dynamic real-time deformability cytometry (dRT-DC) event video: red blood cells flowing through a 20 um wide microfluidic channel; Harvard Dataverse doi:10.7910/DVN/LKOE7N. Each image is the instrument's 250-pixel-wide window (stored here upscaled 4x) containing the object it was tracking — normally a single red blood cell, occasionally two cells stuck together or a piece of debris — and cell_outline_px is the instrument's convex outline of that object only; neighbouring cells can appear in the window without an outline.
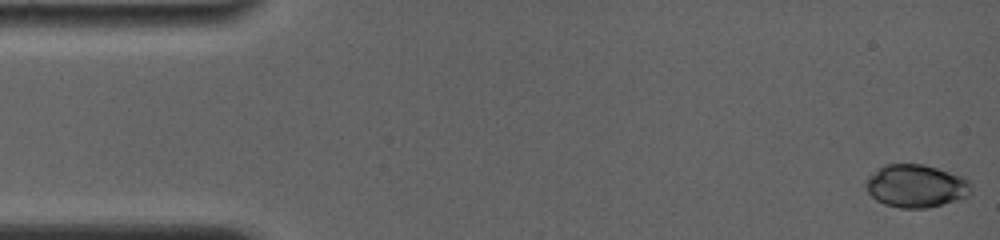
{"species": "common noctule bat (a hibernating species)", "species_latin": "Nyctalus noctula", "temperature_condition": "room temperature", "stored_images_in_passage": 57, "camera_frame_rate_fps": 4000, "um_per_image_px": 0.085, "animal": {"sex": "female", "body_mass_g": 19.0, "forearm_length_mm": 56.7}, "frame": {"image": 1, "passage_image": 1, "time_ms": 0.0, "image_size_px": [1000, 240], "cell_outline_px": [[972, 192], [968, 196], [960, 200], [928, 208], [900, 208], [884, 204], [876, 200], [868, 192], [864, 184], [868, 176], [884, 164], [924, 164], [964, 176], [972, 184]], "centroid_in_image_um": [77.89, 15.81], "position_along_channel_um": 7.1, "area_um2": 26.76}}
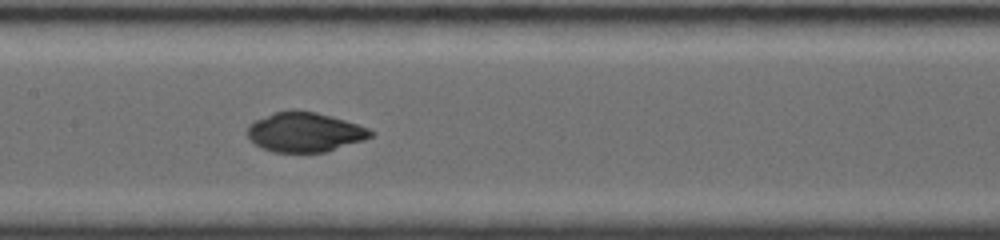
{"frame": {"image": 2, "passage_image": 31, "time_ms": 7.75, "image_size_px": [1000, 240], "cell_outline_px": [[376, 132], [372, 136], [364, 140], [328, 152], [276, 152], [264, 148], [256, 144], [248, 136], [248, 124], [256, 120], [276, 112], [292, 108], [316, 112], [332, 116], [368, 128]], "centroid_in_image_um": [25.94, 11.22], "position_along_channel_um": 181.5, "area_um2": 28.44}}
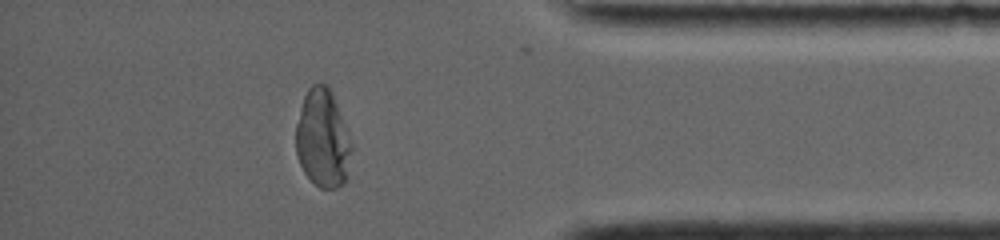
{"frame": {"image": 3, "passage_image": 56, "time_ms": 14.0, "image_size_px": [1000, 240], "cell_outline_px": [[352, 148], [348, 176], [344, 184], [336, 188], [320, 188], [304, 172], [300, 164], [296, 152], [296, 124], [300, 108], [304, 96], [308, 88], [312, 84], [328, 84], [332, 92], [352, 144]], "centroid_in_image_um": [27.44, 11.79], "position_along_channel_um": 407.8, "area_um2": 31.85}}